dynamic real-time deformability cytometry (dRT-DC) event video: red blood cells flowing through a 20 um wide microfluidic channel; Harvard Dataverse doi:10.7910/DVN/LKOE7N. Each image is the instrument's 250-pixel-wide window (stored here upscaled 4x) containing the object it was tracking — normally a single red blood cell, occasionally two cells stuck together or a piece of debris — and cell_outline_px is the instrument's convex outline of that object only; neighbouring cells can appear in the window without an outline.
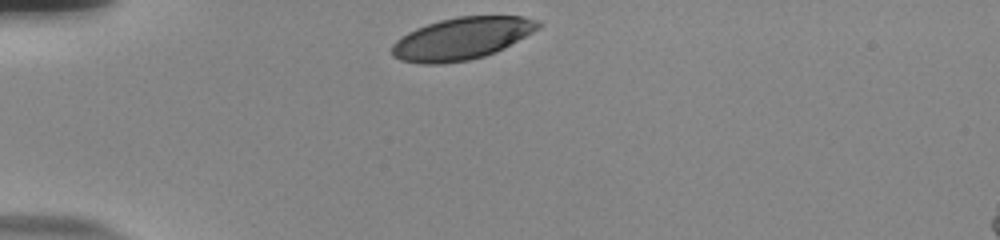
{"species": "human", "species_latin": "Homo sapiens", "temperature_condition": "room temperature", "stored_images_in_passage": 32, "camera_frame_rate_fps": 3000, "um_per_image_px": 0.085, "donor": {"sex": "male"}, "frame": {"image": 1, "passage_image": 1, "time_ms": 0.0, "image_size_px": [1000, 240], "cell_outline_px": [[540, 28], [504, 48], [496, 52], [484, 56], [468, 60], [444, 64], [420, 64], [400, 60], [392, 56], [392, 44], [400, 36], [416, 28], [440, 20], [460, 16], [520, 16], [536, 20], [540, 24]], "centroid_in_image_um": [39.21, 3.29], "position_along_channel_um": 45.8, "area_um2": 35.89}}
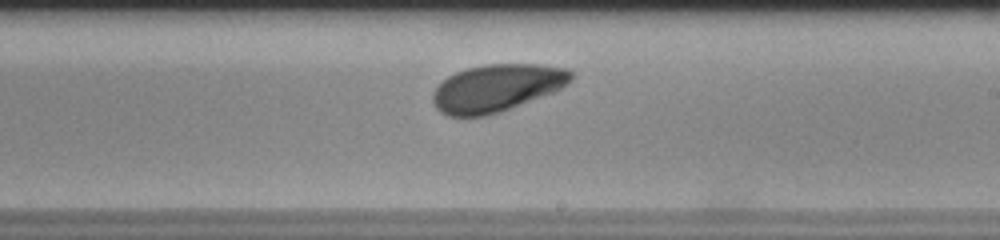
{"frame": {"image": 2, "passage_image": 20, "time_ms": 6.333, "image_size_px": [1000, 240], "cell_outline_px": [[572, 80], [568, 84], [552, 92], [500, 112], [484, 116], [448, 116], [440, 112], [436, 108], [432, 100], [432, 92], [448, 76], [456, 72], [468, 68], [484, 64], [540, 64], [564, 68], [572, 72]], "centroid_in_image_um": [42.2, 7.47], "position_along_channel_um": 246.8, "area_um2": 37.92}}
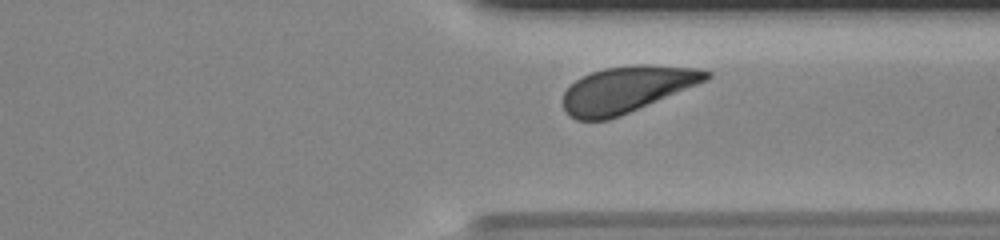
{"frame": {"image": 3, "passage_image": 29, "time_ms": 9.333, "image_size_px": [1000, 240], "cell_outline_px": [[712, 76], [708, 80], [620, 116], [608, 120], [576, 120], [568, 116], [564, 108], [564, 92], [576, 80], [592, 72], [604, 68], [636, 64], [648, 64], [700, 68], [712, 72]], "centroid_in_image_um": [53.3, 7.59], "position_along_channel_um": 358.1, "area_um2": 38.61}, "authors_computed_cell_mechanics": {"area_um2": 38.3214, "velocity_mm_per_s": 3.698, "shape_relaxation_time_tau1_ms": 2.7097, "shape_relaxation_time_tau2_ms": null, "deformation_change_tau1": 0.1168, "deformation_change_tau2": null}}